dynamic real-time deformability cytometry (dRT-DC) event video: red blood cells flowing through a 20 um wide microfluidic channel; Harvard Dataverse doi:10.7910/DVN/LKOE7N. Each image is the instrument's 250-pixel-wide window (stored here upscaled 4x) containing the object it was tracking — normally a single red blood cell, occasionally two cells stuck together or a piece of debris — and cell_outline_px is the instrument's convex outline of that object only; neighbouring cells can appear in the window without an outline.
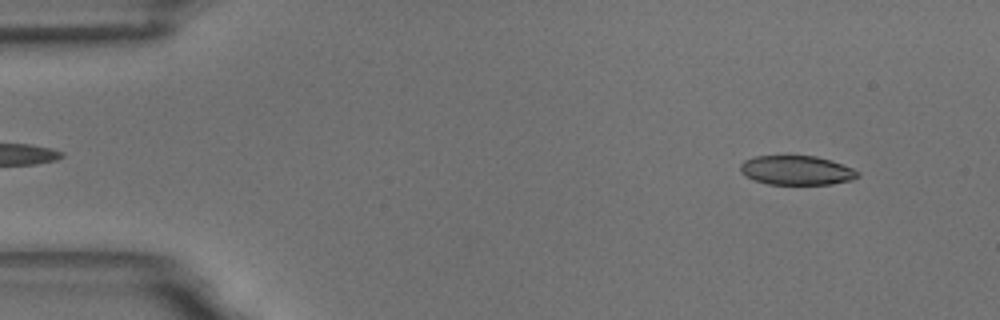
{"species": "common noctule bat (a hibernating species)", "species_latin": "Nyctalus noctula", "temperature_condition": "room temperature", "stored_images_in_passage": 4, "camera_frame_rate_fps": 3000, "um_per_image_px": 0.085, "animal": {"sex": "male", "body_mass_g": 18.8}, "frame": {"image": 1, "passage_image": 1, "time_ms": 0.0, "image_size_px": [1000, 320], "cell_outline_px": [[860, 176], [848, 180], [832, 184], [768, 184], [744, 176], [740, 172], [740, 164], [744, 160], [756, 156], [816, 156], [832, 160], [852, 168], [860, 172]], "centroid_in_image_um": [67.7, 14.47], "position_along_channel_um": 17.3, "area_um2": 20.0}}
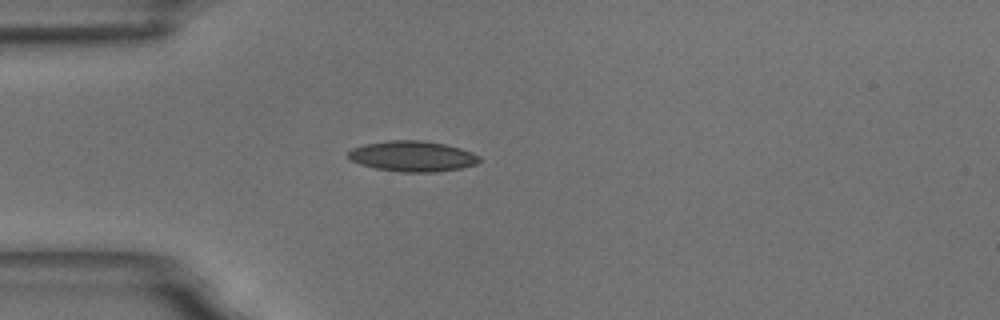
{"frame": {"image": 2, "passage_image": 4, "time_ms": 3.333, "image_size_px": [1000, 320], "cell_outline_px": [[480, 160], [476, 164], [460, 168], [436, 172], [400, 172], [376, 168], [360, 164], [352, 160], [348, 156], [348, 152], [352, 148], [364, 144], [388, 140], [420, 140], [444, 144], [460, 148], [472, 152], [480, 156]], "centroid_in_image_um": [35.06, 13.28], "position_along_channel_um": 49.9, "area_um2": 23.29}}